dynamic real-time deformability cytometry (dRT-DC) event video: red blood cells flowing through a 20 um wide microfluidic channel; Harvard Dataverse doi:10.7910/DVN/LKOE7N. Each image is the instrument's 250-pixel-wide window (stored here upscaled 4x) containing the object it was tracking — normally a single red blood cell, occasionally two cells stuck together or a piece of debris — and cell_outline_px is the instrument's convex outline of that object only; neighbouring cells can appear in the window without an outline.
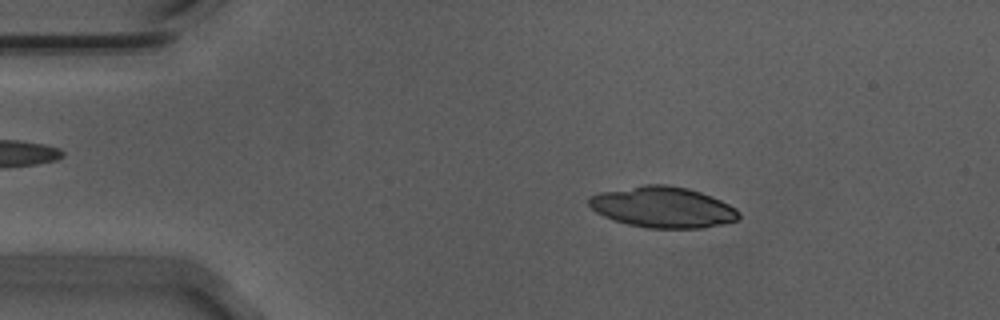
{"species": "Egyptian fruit bat (a non-hibernating species)", "species_latin": "Rousettus aegyptiacus", "temperature_condition": "warm", "stored_images_in_passage": 50, "camera_frame_rate_fps": 3000, "um_per_image_px": 0.085, "animal": {"sex": "male"}, "frame": {"image": 1, "passage_image": 5, "time_ms": 1.333, "image_size_px": [1000, 320], "cell_outline_px": [[740, 216], [736, 220], [724, 224], [704, 228], [648, 228], [628, 224], [612, 220], [596, 212], [588, 204], [588, 196], [600, 192], [644, 184], [664, 184], [688, 188], [712, 196], [736, 208], [740, 212]], "centroid_in_image_um": [56.33, 17.61], "position_along_channel_um": 28.7, "area_um2": 35.95}}
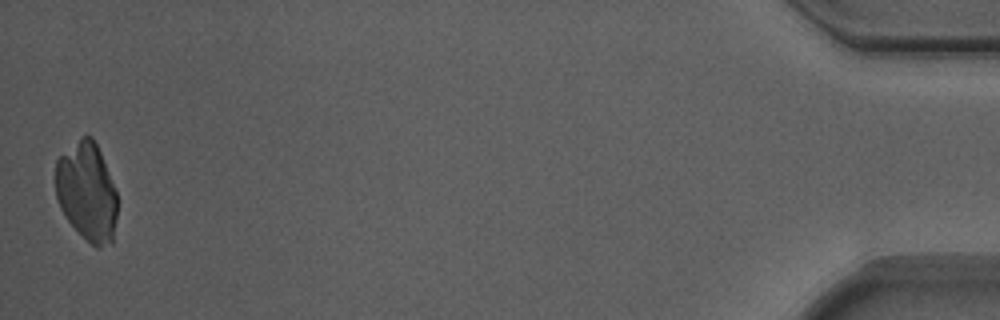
{"frame": {"image": 2, "passage_image": 50, "time_ms": 16.333, "image_size_px": [1000, 320], "cell_outline_px": [[116, 220], [112, 244], [100, 248], [96, 248], [68, 220], [60, 208], [56, 196], [56, 160], [80, 136], [92, 136], [100, 152], [116, 192]], "centroid_in_image_um": [7.39, 16.3], "position_along_channel_um": 427.8, "area_um2": 35.08}}